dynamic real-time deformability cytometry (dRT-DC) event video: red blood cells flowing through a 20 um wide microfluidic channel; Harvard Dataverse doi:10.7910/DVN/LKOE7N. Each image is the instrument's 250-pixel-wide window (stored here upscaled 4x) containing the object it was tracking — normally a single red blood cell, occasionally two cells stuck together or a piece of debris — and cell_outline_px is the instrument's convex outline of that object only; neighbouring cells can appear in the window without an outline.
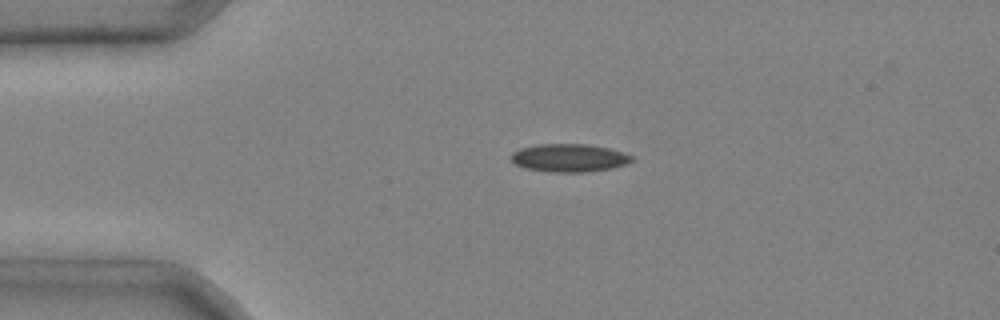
{"species": "common noctule bat (a hibernating species)", "species_latin": "Nyctalus noctula", "temperature_condition": "cold", "stored_images_in_passage": 5, "camera_frame_rate_fps": 3000, "um_per_image_px": 0.085, "animal": {"sex": "male", "body_mass_g": 20.4}, "frame": {"image": 1, "passage_image": 1, "time_ms": 0.0, "image_size_px": [1000, 320], "cell_outline_px": [[632, 160], [628, 164], [612, 168], [584, 172], [548, 172], [524, 168], [516, 164], [512, 160], [512, 152], [520, 148], [536, 144], [588, 144], [608, 148], [624, 152], [632, 156]], "centroid_in_image_um": [48.38, 13.42], "position_along_channel_um": 36.6, "area_um2": 19.77}}
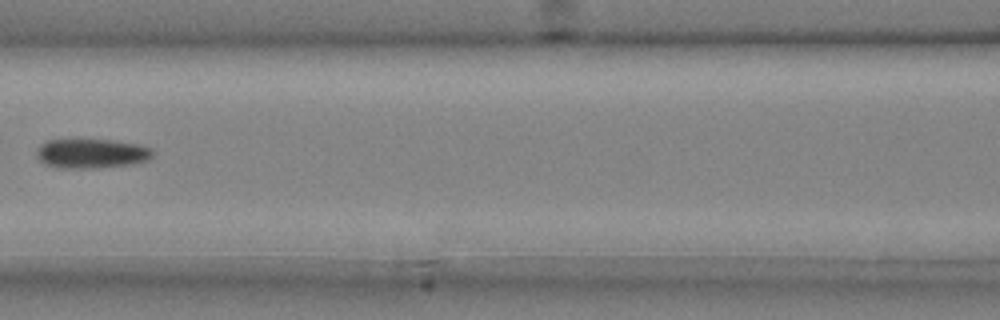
{"frame": {"image": 2, "passage_image": 4, "time_ms": 1.0, "image_size_px": [1000, 320], "cell_outline_px": [[152, 156], [148, 160], [132, 164], [96, 168], [64, 168], [44, 164], [36, 156], [36, 148], [44, 140], [112, 140], [140, 144], [152, 148]], "centroid_in_image_um": [7.76, 13.04], "position_along_channel_um": 158.8, "area_um2": 20.06}}
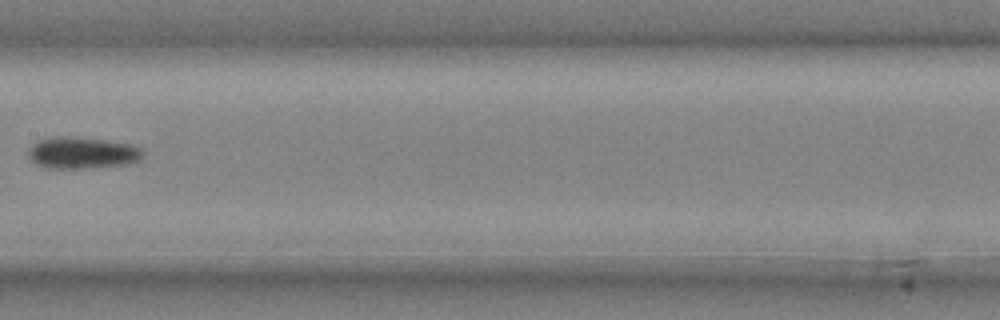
{"frame": {"image": 3, "passage_image": 5, "time_ms": 1.333, "image_size_px": [1000, 320], "cell_outline_px": [[144, 156], [140, 160], [128, 164], [88, 168], [44, 168], [36, 164], [28, 156], [28, 148], [32, 144], [40, 140], [56, 136], [68, 136], [104, 140], [132, 144], [144, 148]], "centroid_in_image_um": [7.02, 12.99], "position_along_channel_um": 200.4, "area_um2": 21.39}}